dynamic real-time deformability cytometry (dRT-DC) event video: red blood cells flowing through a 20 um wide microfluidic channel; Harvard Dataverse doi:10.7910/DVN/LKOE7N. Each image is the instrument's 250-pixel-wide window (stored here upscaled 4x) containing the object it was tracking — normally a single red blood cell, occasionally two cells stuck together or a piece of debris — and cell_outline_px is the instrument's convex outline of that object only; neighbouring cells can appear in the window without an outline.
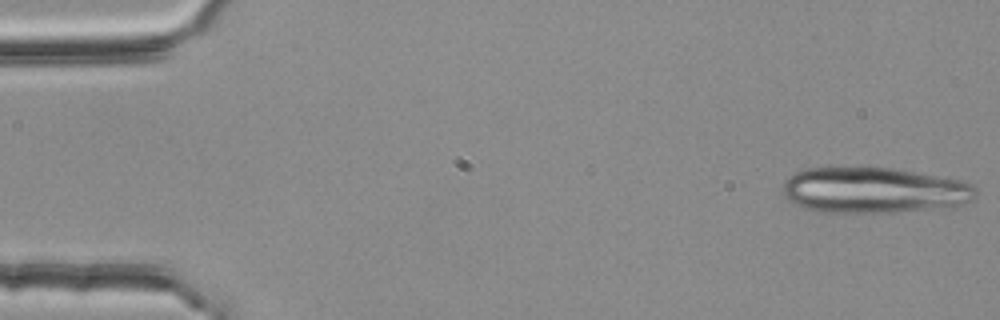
{"species": "common noctule bat (a hibernating species)", "species_latin": "Nyctalus noctula", "temperature_condition": "room temperature", "stored_images_in_passage": 16, "camera_frame_rate_fps": 3000, "um_per_image_px": 0.085, "animal": {"sex": "female", "body_mass_g": 25.1}, "frame": {"image": 1, "passage_image": 1, "time_ms": 0.0, "image_size_px": [1000, 320], "cell_outline_px": [[976, 196], [972, 200], [964, 204], [896, 212], [820, 212], [804, 208], [792, 204], [784, 196], [784, 184], [796, 172], [804, 168], [892, 168], [964, 180], [972, 184], [976, 188]], "centroid_in_image_um": [74.29, 16.17], "position_along_channel_um": 10.7, "area_um2": 51.21}}